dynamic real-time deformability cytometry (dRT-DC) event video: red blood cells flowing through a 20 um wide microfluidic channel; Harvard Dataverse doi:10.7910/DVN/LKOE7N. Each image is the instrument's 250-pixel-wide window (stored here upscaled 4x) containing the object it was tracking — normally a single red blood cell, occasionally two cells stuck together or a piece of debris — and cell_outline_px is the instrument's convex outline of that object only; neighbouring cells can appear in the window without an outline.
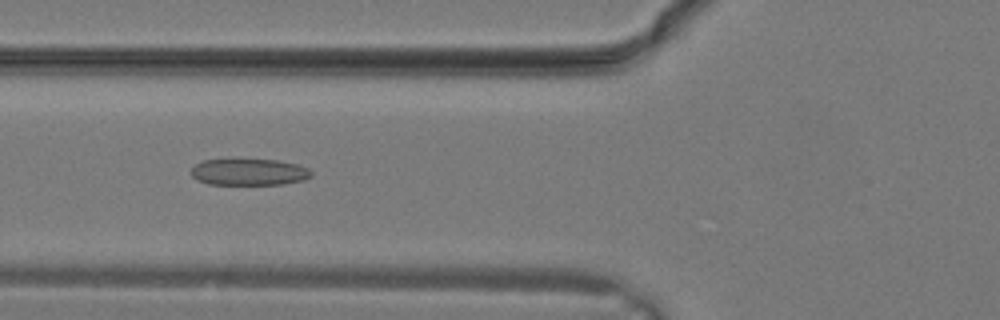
{"species": "common noctule bat (a hibernating species)", "species_latin": "Nyctalus noctula", "temperature_condition": "warm", "stored_images_in_passage": 30, "camera_frame_rate_fps": 3000, "um_per_image_px": 0.085, "animal": {"sex": "male", "body_mass_g": 19.2, "forearm_length_mm": 51.8}, "frame": {"image": 1, "passage_image": 12, "time_ms": 3.667, "image_size_px": [1000, 320], "cell_outline_px": [[312, 176], [304, 180], [284, 184], [208, 184], [196, 180], [192, 176], [192, 168], [196, 164], [204, 160], [276, 160], [296, 164], [308, 168], [312, 172]], "centroid_in_image_um": [21.18, 14.63], "position_along_channel_um": 104.6, "area_um2": 18.44}}
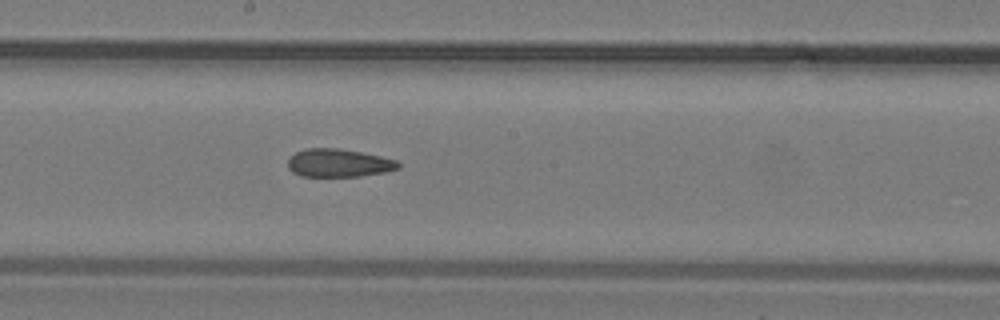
{"frame": {"image": 2, "passage_image": 17, "time_ms": 5.333, "image_size_px": [1000, 320], "cell_outline_px": [[400, 168], [384, 172], [360, 176], [300, 176], [292, 172], [288, 168], [288, 156], [304, 148], [340, 148], [380, 156], [396, 160], [400, 164]], "centroid_in_image_um": [28.74, 13.85], "position_along_channel_um": 219.5, "area_um2": 18.15}}
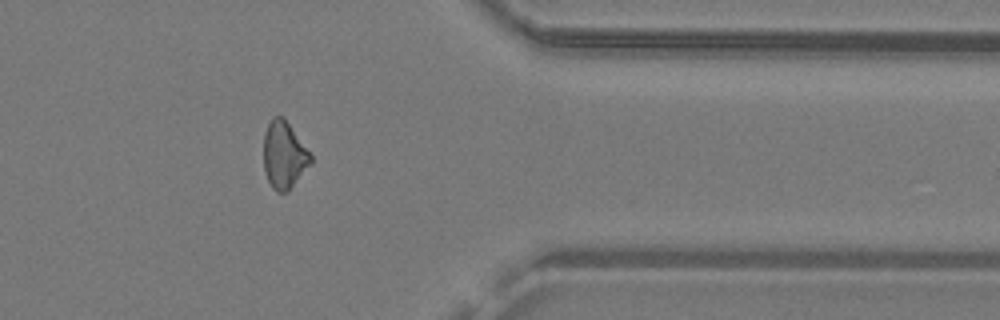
{"frame": {"image": 3, "passage_image": 25, "time_ms": 8.0, "image_size_px": [1000, 320], "cell_outline_px": [[312, 164], [288, 192], [276, 192], [272, 188], [264, 172], [264, 132], [272, 116], [284, 116], [312, 156]], "centroid_in_image_um": [24.15, 13.19], "position_along_channel_um": 387.3, "area_um2": 18.67}}